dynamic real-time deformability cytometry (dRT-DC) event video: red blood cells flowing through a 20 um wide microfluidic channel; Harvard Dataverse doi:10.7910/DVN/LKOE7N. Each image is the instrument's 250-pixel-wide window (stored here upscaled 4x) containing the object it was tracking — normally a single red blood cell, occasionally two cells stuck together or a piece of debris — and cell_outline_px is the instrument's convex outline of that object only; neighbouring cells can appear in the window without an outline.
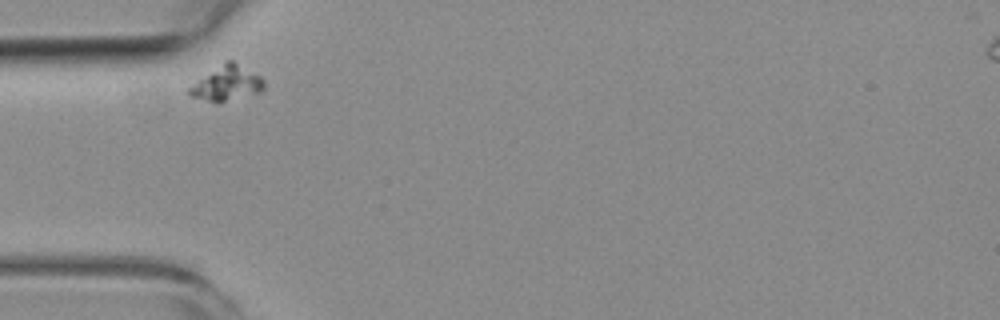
{"species": "common noctule bat (a hibernating species)", "species_latin": "Nyctalus noctula", "temperature_condition": "room temperature", "stored_images_in_passage": 1, "camera_frame_rate_fps": 3000, "um_per_image_px": 0.085, "animal": {"sex": "female", "body_mass_g": 19.3, "forearm_length_mm": 54.1}, "frame": {"image": 1, "passage_image": 1, "time_ms": 0.0, "image_size_px": [1000, 320], "cell_outline_px": [[264, 88], [260, 92], [220, 104], [216, 104], [188, 96], [188, 88], [224, 60], [232, 60], [260, 76], [264, 80]], "centroid_in_image_um": [19.26, 7.12], "position_along_channel_um": 65.7, "area_um2": 15.43}}